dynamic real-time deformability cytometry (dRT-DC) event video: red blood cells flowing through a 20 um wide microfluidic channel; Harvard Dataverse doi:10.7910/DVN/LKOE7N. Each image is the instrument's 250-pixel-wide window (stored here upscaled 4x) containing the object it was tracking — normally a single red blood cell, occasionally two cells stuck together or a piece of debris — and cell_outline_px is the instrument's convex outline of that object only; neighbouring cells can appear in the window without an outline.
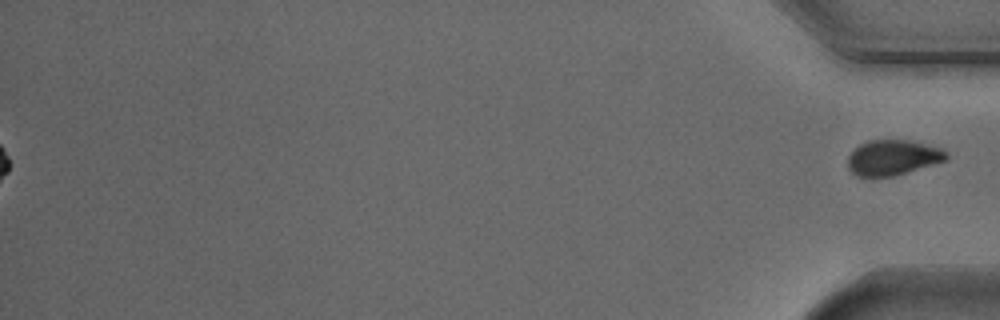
{"species": "Egyptian fruit bat (a non-hibernating species)", "species_latin": "Rousettus aegyptiacus", "temperature_condition": "cold", "stored_images_in_passage": 56, "segment_of_instrument_passage": [2, 2], "camera_frame_rate_fps": 3000, "um_per_image_px": 0.085, "animal": {"sex": "male"}, "frame": {"image": 1, "passage_image": 56, "time_ms": 18.333, "image_size_px": [1000, 320], "cell_outline_px": [[948, 160], [892, 176], [856, 176], [848, 168], [848, 156], [860, 144], [868, 140], [908, 140], [940, 148], [948, 152]], "centroid_in_image_um": [75.89, 13.39], "position_along_channel_um": 359.3, "area_um2": 20.06}}